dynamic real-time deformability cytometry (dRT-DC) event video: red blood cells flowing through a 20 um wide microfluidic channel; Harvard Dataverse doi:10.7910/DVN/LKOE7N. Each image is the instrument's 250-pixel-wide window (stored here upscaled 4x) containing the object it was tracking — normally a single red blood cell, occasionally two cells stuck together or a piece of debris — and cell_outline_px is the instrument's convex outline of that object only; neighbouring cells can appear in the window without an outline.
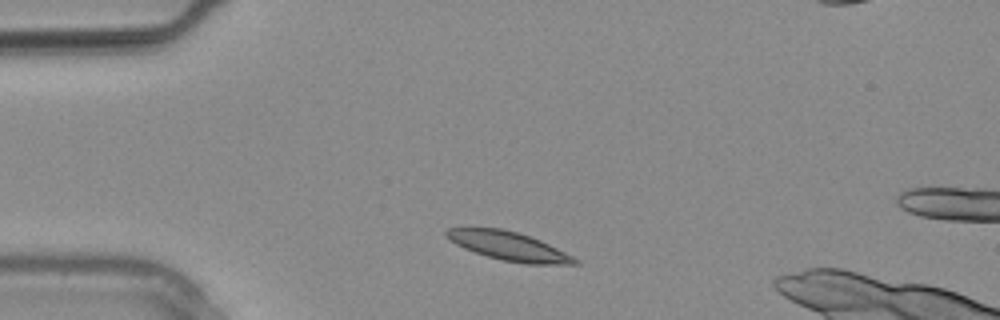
{"species": "common noctule bat (a hibernating species)", "species_latin": "Nyctalus noctula", "temperature_condition": "warm", "stored_images_in_passage": 2, "camera_frame_rate_fps": 3000, "um_per_image_px": 0.085, "animal": {"sex": "male", "body_mass_g": 20.4}, "frame": {"image": 1, "passage_image": 1, "time_ms": 0.0, "image_size_px": [1000, 320], "cell_outline_px": [[580, 264], [524, 264], [504, 260], [488, 256], [464, 248], [456, 244], [444, 232], [448, 228], [504, 228], [540, 240], [580, 260]], "centroid_in_image_um": [43.27, 20.92], "position_along_channel_um": 41.7, "area_um2": 21.04}}